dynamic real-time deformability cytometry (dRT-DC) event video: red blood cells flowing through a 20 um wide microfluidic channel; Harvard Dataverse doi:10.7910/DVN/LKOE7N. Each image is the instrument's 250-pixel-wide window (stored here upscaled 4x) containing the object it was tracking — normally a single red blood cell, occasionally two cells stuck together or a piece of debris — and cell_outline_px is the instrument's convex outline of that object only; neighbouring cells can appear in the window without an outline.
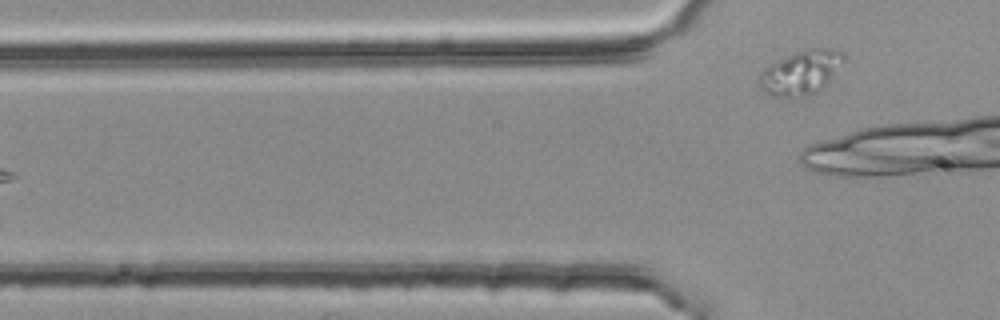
{"species": "common noctule bat (a hibernating species)", "species_latin": "Nyctalus noctula", "temperature_condition": "room temperature", "stored_images_in_passage": 4, "camera_frame_rate_fps": 3000, "um_per_image_px": 0.085, "animal": {"sex": "female", "body_mass_g": 25.1}, "frame": {"image": 1, "passage_image": 4, "time_ms": 1.0, "image_size_px": [1000, 320], "cell_outline_px": [[844, 60], [828, 80], [816, 92], [804, 96], [788, 100], [772, 96], [764, 92], [760, 88], [760, 72], [768, 64], [788, 56], [812, 48], [828, 48], [844, 52]], "centroid_in_image_um": [68.02, 6.2], "position_along_channel_um": 57.8, "area_um2": 21.44}}